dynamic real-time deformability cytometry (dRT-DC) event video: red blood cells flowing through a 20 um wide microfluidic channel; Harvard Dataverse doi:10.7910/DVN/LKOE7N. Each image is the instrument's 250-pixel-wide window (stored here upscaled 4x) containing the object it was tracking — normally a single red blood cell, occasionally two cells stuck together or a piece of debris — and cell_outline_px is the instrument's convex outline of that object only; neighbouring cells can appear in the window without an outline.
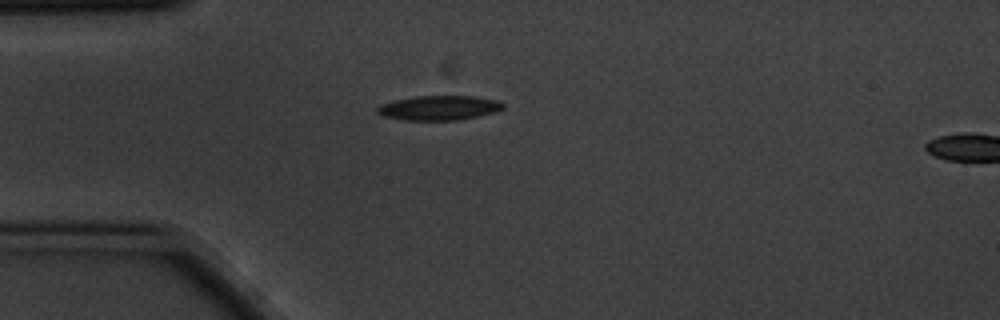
{"species": "common noctule bat (a hibernating species)", "species_latin": "Nyctalus noctula", "temperature_condition": "cold", "stored_images_in_passage": 2, "segment_of_instrument_passage": [1, 2], "camera_frame_rate_fps": 3000, "um_per_image_px": 0.085, "animal": {"sex": "male", "body_mass_g": 20.1, "forearm_length_mm": 53.5}, "frame": {"image": 1, "passage_image": 1, "time_ms": 0.0, "image_size_px": [1000, 320], "cell_outline_px": [[504, 108], [496, 112], [456, 120], [404, 120], [384, 116], [376, 112], [376, 108], [380, 104], [396, 100], [416, 96], [472, 96], [500, 100], [504, 104]], "centroid_in_image_um": [37.33, 9.16], "position_along_channel_um": 47.7, "area_um2": 17.98}}